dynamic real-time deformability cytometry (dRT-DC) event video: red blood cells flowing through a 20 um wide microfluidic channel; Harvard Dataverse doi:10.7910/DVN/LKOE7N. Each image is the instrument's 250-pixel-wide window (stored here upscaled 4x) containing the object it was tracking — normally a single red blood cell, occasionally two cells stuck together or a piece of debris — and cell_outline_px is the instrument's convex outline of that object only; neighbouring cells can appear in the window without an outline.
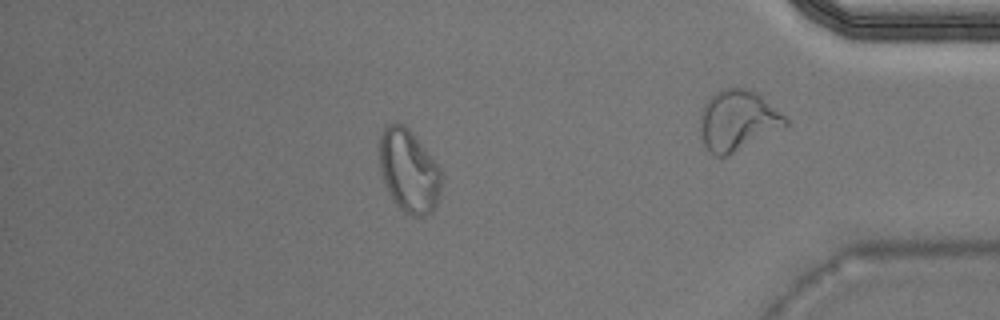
{"species": "Egyptian fruit bat (a non-hibernating species)", "species_latin": "Rousettus aegyptiacus", "temperature_condition": "warm", "stored_images_in_passage": 38, "camera_frame_rate_fps": 3000, "um_per_image_px": 0.085, "animal": {"sex": "male"}, "frame": {"image": 1, "passage_image": 33, "time_ms": 10.667, "image_size_px": [1000, 320], "cell_outline_px": [[440, 192], [436, 204], [432, 212], [424, 216], [412, 216], [404, 212], [396, 204], [384, 180], [380, 168], [380, 136], [384, 124], [396, 120], [404, 124], [408, 128], [440, 168]], "centroid_in_image_um": [34.73, 14.49], "position_along_channel_um": 400.5, "area_um2": 29.65}}